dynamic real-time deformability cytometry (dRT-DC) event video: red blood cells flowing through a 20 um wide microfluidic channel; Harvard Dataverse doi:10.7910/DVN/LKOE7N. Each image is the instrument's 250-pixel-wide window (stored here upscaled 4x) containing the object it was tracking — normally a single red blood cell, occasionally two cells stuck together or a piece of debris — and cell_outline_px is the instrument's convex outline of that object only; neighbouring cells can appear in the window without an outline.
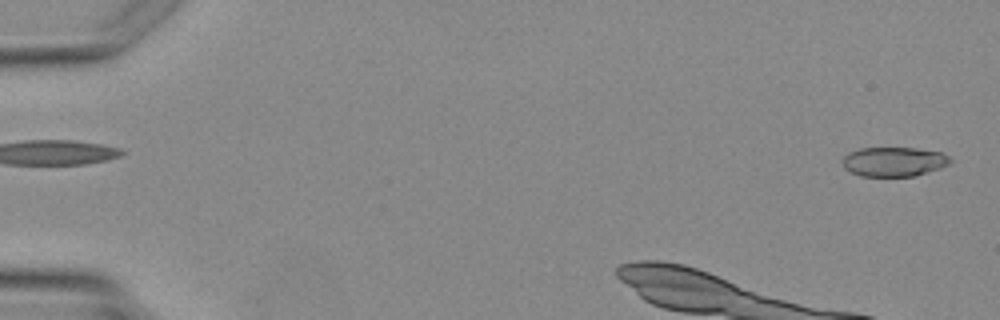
{"species": "Egyptian fruit bat (a non-hibernating species)", "species_latin": "Rousettus aegyptiacus", "temperature_condition": "warm", "stored_images_in_passage": 4, "segment_of_instrument_passage": [2, 2], "camera_frame_rate_fps": 3000, "um_per_image_px": 0.085, "animal": {"sex": "female"}, "frame": {"image": 1, "passage_image": 4, "time_ms": 4.333, "image_size_px": [1000, 320], "cell_outline_px": [[952, 160], [948, 164], [940, 168], [916, 176], [860, 176], [844, 168], [840, 160], [848, 152], [860, 148], [916, 148], [940, 152], [948, 156]], "centroid_in_image_um": [75.94, 13.74], "position_along_channel_um": 9.1, "area_um2": 18.55}}